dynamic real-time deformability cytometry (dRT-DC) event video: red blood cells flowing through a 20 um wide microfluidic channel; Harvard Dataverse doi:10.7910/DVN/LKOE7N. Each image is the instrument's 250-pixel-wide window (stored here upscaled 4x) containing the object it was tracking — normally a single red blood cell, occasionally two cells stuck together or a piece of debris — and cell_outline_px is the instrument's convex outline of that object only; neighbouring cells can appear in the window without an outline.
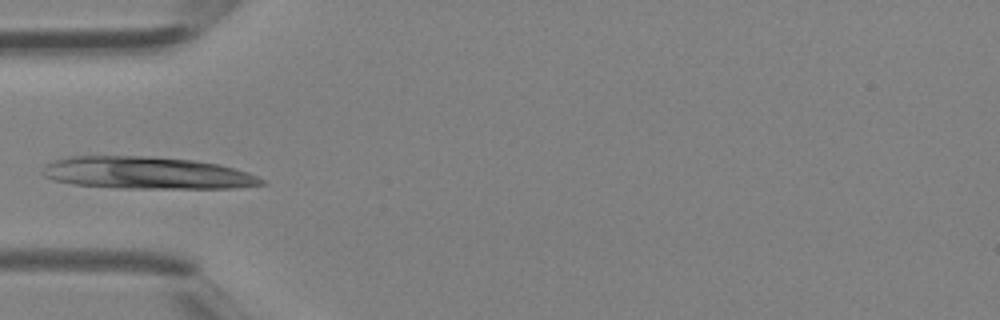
{"species": "Egyptian fruit bat (a non-hibernating species)", "species_latin": "Rousettus aegyptiacus", "temperature_condition": "room temperature", "stored_images_in_passage": 4, "camera_frame_rate_fps": 3000, "um_per_image_px": 0.085, "animal": {"sex": "female"}, "frame": {"image": 1, "passage_image": 4, "time_ms": 1.0, "image_size_px": [1000, 320], "cell_outline_px": [[268, 184], [236, 188], [120, 188], [72, 184], [56, 180], [44, 176], [44, 164], [52, 160], [68, 156], [148, 156], [192, 160], [220, 164], [248, 172], [264, 180]], "centroid_in_image_um": [12.5, 14.7], "position_along_channel_um": 72.5, "area_um2": 41.15}}